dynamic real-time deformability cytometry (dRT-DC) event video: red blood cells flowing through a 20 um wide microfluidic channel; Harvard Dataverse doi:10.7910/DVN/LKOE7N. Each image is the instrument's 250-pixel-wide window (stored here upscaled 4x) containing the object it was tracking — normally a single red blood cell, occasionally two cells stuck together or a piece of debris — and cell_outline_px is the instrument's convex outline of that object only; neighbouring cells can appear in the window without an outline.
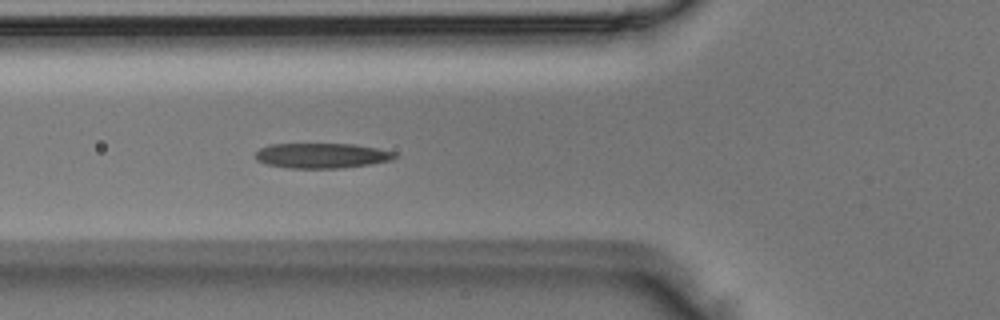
{"species": "Egyptian fruit bat (a non-hibernating species)", "species_latin": "Rousettus aegyptiacus", "temperature_condition": "room temperature", "stored_images_in_passage": 4, "camera_frame_rate_fps": 3000, "um_per_image_px": 0.085, "animal": {"sex": "male"}, "frame": {"image": 1, "passage_image": 4, "time_ms": 1.0, "image_size_px": [1000, 320], "cell_outline_px": [[396, 156], [392, 160], [368, 164], [340, 168], [288, 168], [268, 164], [256, 160], [256, 152], [260, 148], [272, 144], [356, 144], [396, 152]], "centroid_in_image_um": [27.35, 13.22], "position_along_channel_um": 98.4, "area_um2": 20.23}}